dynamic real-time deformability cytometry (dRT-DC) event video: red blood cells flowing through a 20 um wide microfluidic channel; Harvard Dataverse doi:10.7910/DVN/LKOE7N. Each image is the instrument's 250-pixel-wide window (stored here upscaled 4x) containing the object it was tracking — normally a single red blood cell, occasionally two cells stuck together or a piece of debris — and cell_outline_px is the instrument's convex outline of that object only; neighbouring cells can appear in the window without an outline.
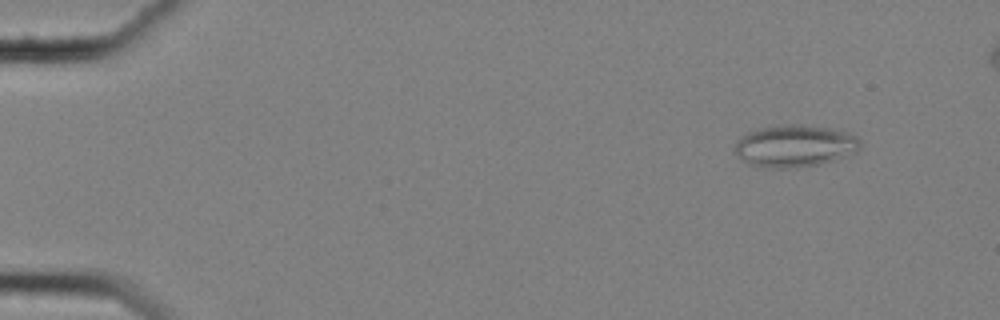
{"species": "common noctule bat (a hibernating species)", "species_latin": "Nyctalus noctula", "temperature_condition": "cold", "stored_images_in_passage": 59, "camera_frame_rate_fps": 3000, "um_per_image_px": 0.085, "animal": {"sex": "female", "body_mass_g": 25.1}, "frame": {"image": 1, "passage_image": 6, "time_ms": 1.667, "image_size_px": [1000, 320], "cell_outline_px": [[860, 148], [856, 152], [836, 160], [820, 164], [796, 168], [764, 168], [748, 164], [736, 152], [736, 144], [748, 132], [760, 128], [784, 124], [800, 124], [828, 128], [848, 132], [856, 136], [860, 140]], "centroid_in_image_um": [67.61, 12.42], "position_along_channel_um": 17.4, "area_um2": 30.69}}
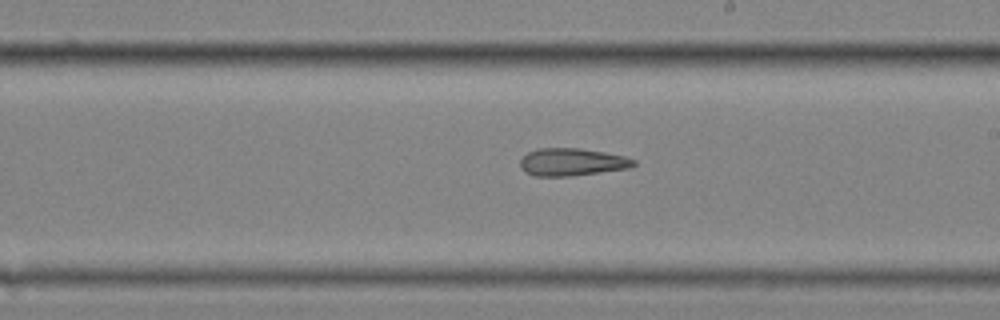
{"frame": {"image": 2, "passage_image": 35, "time_ms": 11.333, "image_size_px": [1000, 320], "cell_outline_px": [[636, 164], [628, 168], [572, 176], [536, 176], [524, 172], [520, 168], [520, 160], [528, 152], [536, 148], [580, 148], [604, 152], [624, 156], [636, 160]], "centroid_in_image_um": [48.59, 13.77], "position_along_channel_um": 240.4, "area_um2": 18.26}}
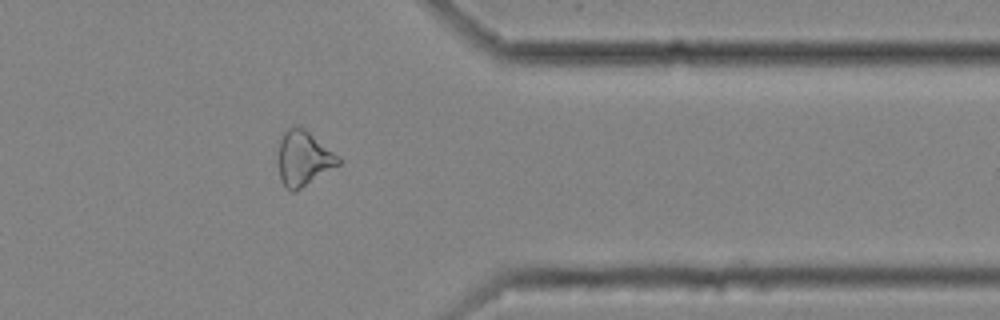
{"frame": {"image": 3, "passage_image": 48, "time_ms": 15.667, "image_size_px": [1000, 320], "cell_outline_px": [[340, 164], [300, 188], [292, 192], [284, 188], [280, 180], [280, 140], [284, 132], [288, 128], [304, 128], [340, 156]], "centroid_in_image_um": [25.82, 13.48], "position_along_channel_um": 385.6, "area_um2": 18.73}, "authors_computed_cell_mechanics": {"area_um2": 21.097, "velocity_mm_per_s": 3.5309, "shape_relaxation_time_tau1_ms": null, "shape_relaxation_time_tau2_ms": 3.9557, "deformation_change_tau1": null, "deformation_change_tau2": 0.1373}}